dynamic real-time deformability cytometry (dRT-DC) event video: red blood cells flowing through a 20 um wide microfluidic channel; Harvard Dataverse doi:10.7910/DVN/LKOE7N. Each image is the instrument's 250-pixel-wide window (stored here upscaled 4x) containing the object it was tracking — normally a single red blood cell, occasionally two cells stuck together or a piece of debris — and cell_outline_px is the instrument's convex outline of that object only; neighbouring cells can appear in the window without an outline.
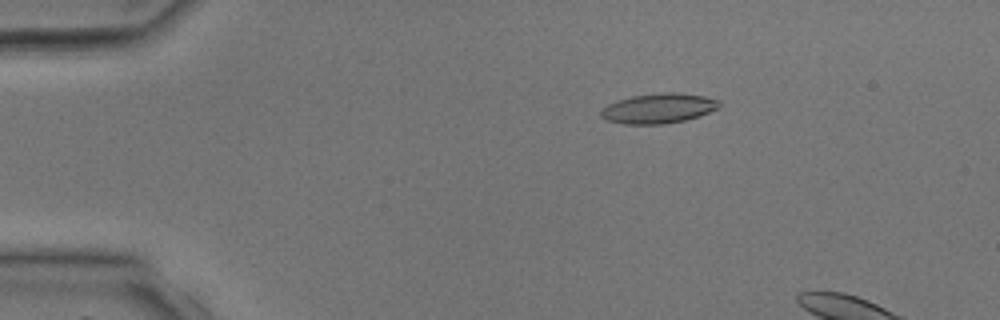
{"species": "common noctule bat (a hibernating species)", "species_latin": "Nyctalus noctula", "temperature_condition": "room temperature", "stored_images_in_passage": 11, "camera_frame_rate_fps": 3000, "um_per_image_px": 0.085, "animal": {"sex": "male", "body_mass_g": 17.9, "forearm_length_mm": 54.2}, "frame": {"image": 1, "passage_image": 8, "time_ms": 2.333, "image_size_px": [1000, 320], "cell_outline_px": [[720, 104], [716, 108], [700, 116], [684, 120], [664, 124], [624, 124], [604, 120], [600, 116], [600, 112], [608, 104], [616, 100], [632, 96], [664, 92], [676, 92], [704, 96], [720, 100]], "centroid_in_image_um": [55.94, 9.21], "position_along_channel_um": 29.1, "area_um2": 20.63}}